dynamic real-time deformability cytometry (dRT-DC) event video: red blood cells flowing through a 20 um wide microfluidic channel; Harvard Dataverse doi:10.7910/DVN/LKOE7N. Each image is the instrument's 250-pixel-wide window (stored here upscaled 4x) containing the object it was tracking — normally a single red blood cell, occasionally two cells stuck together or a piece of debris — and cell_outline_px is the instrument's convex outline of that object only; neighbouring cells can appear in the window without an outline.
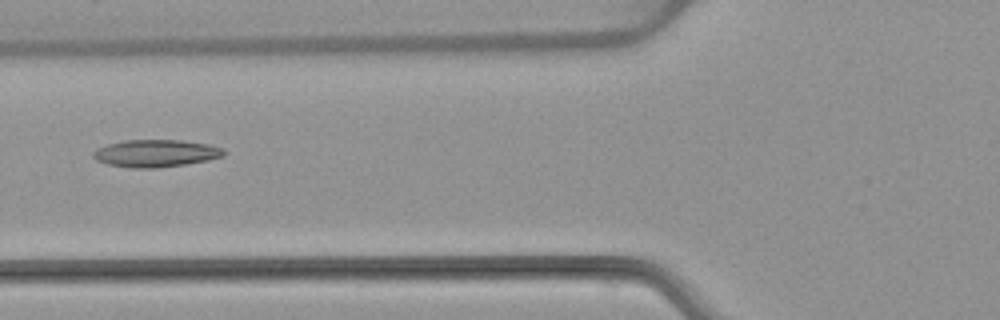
{"species": "common noctule bat (a hibernating species)", "species_latin": "Nyctalus noctula", "temperature_condition": "warm", "stored_images_in_passage": 6, "camera_frame_rate_fps": 3000, "um_per_image_px": 0.085, "animal": {"sex": "female", "body_mass_g": 22.7, "forearm_length_mm": 54.2}, "frame": {"image": 1, "passage_image": 6, "time_ms": 6.0, "image_size_px": [1000, 320], "cell_outline_px": [[224, 156], [208, 160], [184, 164], [156, 168], [132, 168], [108, 164], [96, 160], [92, 156], [92, 152], [96, 148], [108, 144], [124, 140], [180, 140], [208, 144], [224, 148]], "centroid_in_image_um": [13.22, 13.03], "position_along_channel_um": 112.6, "area_um2": 20.81}}